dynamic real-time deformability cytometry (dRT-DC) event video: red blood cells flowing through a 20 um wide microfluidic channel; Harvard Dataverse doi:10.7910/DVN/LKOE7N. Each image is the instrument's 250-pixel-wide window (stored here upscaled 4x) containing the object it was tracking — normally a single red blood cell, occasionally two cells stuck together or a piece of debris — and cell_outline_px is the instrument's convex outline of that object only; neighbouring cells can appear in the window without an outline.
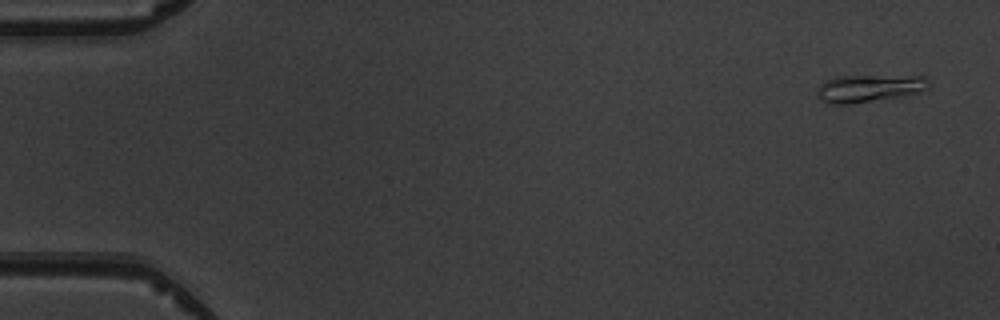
{"species": "common noctule bat (a hibernating species)", "species_latin": "Nyctalus noctula", "temperature_condition": "warm", "stored_images_in_passage": 6, "camera_frame_rate_fps": 3000, "um_per_image_px": 0.085, "animal": {"sex": "male", "body_mass_g": 19.5, "forearm_length_mm": 54.6}, "frame": {"image": 1, "passage_image": 1, "time_ms": 0.0, "image_size_px": [1000, 320], "cell_outline_px": [[932, 84], [916, 92], [892, 100], [848, 104], [828, 104], [820, 100], [816, 96], [816, 92], [820, 84], [824, 80], [836, 76], [924, 76]], "centroid_in_image_um": [73.82, 7.53], "position_along_channel_um": 11.2, "area_um2": 18.38}}
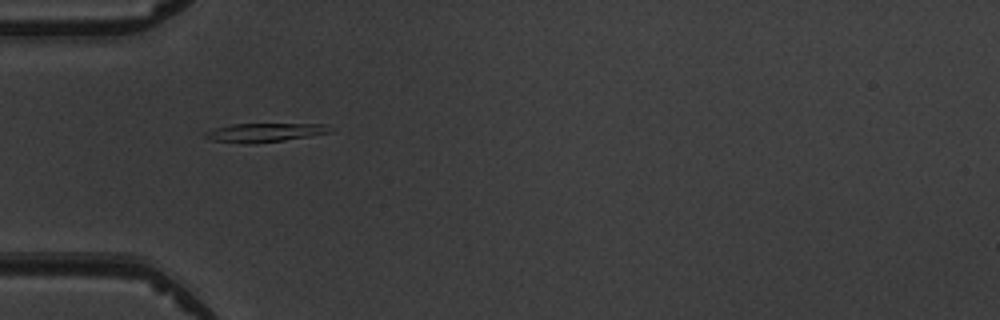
{"frame": {"image": 2, "passage_image": 5, "time_ms": 4.667, "image_size_px": [1000, 320], "cell_outline_px": [[336, 132], [284, 140], [252, 144], [248, 144], [212, 140], [204, 136], [204, 132], [216, 128], [232, 124], [324, 124]], "centroid_in_image_um": [22.53, 11.27], "position_along_channel_um": 62.5, "area_um2": 13.64}}